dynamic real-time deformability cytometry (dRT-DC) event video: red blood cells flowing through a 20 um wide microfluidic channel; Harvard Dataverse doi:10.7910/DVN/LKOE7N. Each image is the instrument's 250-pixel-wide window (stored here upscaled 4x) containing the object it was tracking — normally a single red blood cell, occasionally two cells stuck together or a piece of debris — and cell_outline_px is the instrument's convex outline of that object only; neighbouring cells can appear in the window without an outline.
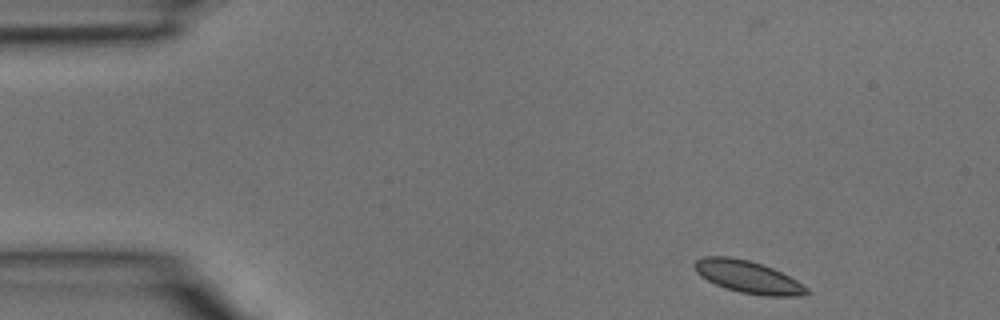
{"species": "common noctule bat (a hibernating species)", "species_latin": "Nyctalus noctula", "temperature_condition": "room temperature", "stored_images_in_passage": 3, "camera_frame_rate_fps": 3000, "um_per_image_px": 0.085, "animal": {"sex": "male", "body_mass_g": 15.6}, "frame": {"image": 1, "passage_image": 1, "time_ms": 0.0, "image_size_px": [1000, 320], "cell_outline_px": [[812, 292], [800, 296], [764, 296], [740, 292], [724, 288], [700, 276], [696, 272], [692, 264], [696, 260], [704, 256], [728, 256], [748, 260], [772, 268], [796, 280], [808, 288]], "centroid_in_image_um": [63.56, 23.54], "position_along_channel_um": 21.4, "area_um2": 21.1}}
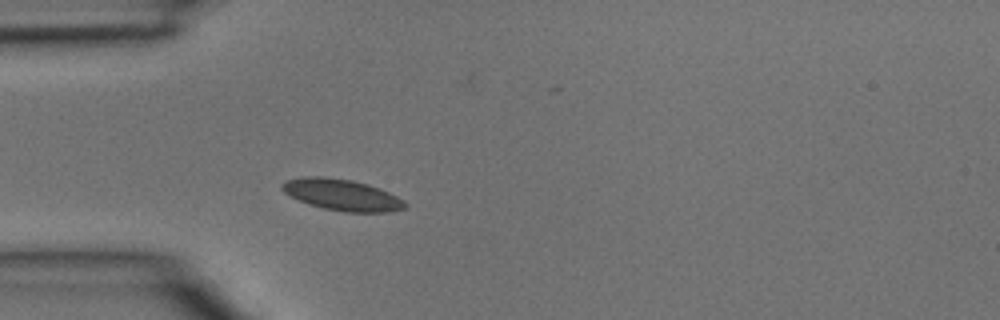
{"frame": {"image": 2, "passage_image": 3, "time_ms": 0.667, "image_size_px": [1000, 320], "cell_outline_px": [[408, 208], [388, 212], [344, 212], [324, 208], [308, 204], [284, 192], [280, 188], [280, 184], [284, 180], [304, 176], [324, 176], [352, 180], [368, 184], [380, 188], [404, 200], [408, 204]], "centroid_in_image_um": [29.07, 16.55], "position_along_channel_um": 55.9, "area_um2": 22.66}}